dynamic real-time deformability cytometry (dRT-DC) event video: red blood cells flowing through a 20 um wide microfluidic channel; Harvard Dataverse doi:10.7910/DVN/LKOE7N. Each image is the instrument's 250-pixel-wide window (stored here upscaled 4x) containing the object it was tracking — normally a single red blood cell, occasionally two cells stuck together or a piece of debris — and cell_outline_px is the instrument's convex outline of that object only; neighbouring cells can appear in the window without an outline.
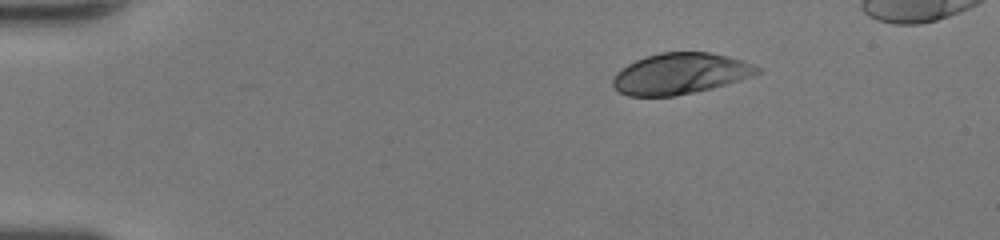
{"species": "human", "species_latin": "Homo sapiens", "temperature_condition": "room temperature", "stored_images_in_passage": 40, "camera_frame_rate_fps": 3000, "um_per_image_px": 0.085, "donor": {"sex": "female"}, "frame": {"image": 1, "passage_image": 1, "time_ms": 0.0, "image_size_px": [1000, 240], "cell_outline_px": [[760, 72], [712, 88], [672, 96], [628, 96], [620, 92], [612, 84], [612, 80], [616, 72], [628, 64], [636, 60], [660, 52], [708, 52], [740, 60], [752, 64], [760, 68]], "centroid_in_image_um": [57.75, 6.26], "position_along_channel_um": 27.3, "area_um2": 33.81}}
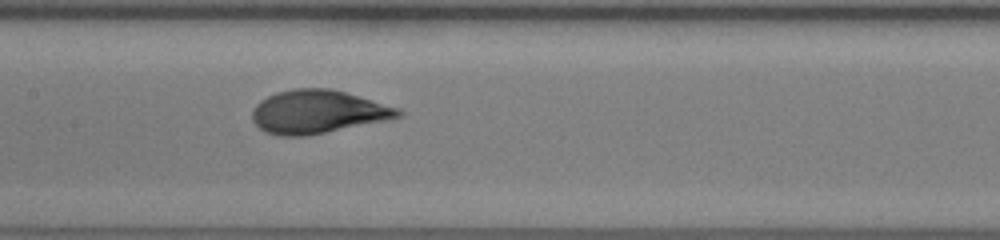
{"frame": {"image": 2, "passage_image": 18, "time_ms": 5.667, "image_size_px": [1000, 240], "cell_outline_px": [[404, 112], [400, 116], [384, 120], [304, 136], [280, 136], [264, 132], [252, 120], [252, 108], [260, 100], [276, 92], [292, 88], [328, 88], [344, 92], [400, 108]], "centroid_in_image_um": [26.95, 9.49], "position_along_channel_um": 180.5, "area_um2": 36.47}}
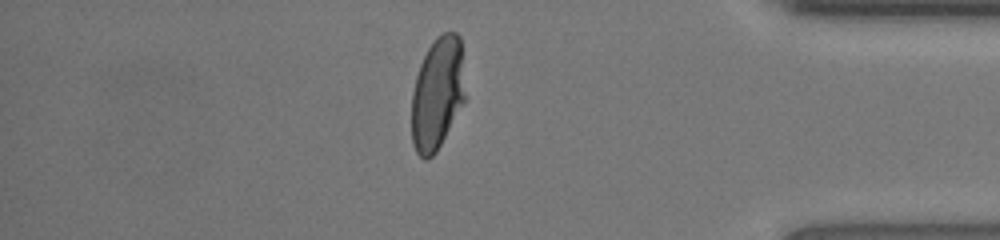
{"frame": {"image": 3, "passage_image": 35, "time_ms": 11.333, "image_size_px": [1000, 240], "cell_outline_px": [[464, 100], [436, 152], [428, 160], [424, 160], [416, 152], [412, 144], [412, 92], [416, 76], [420, 64], [428, 48], [436, 36], [444, 32], [456, 32], [460, 36], [464, 96]], "centroid_in_image_um": [37.14, 7.95], "position_along_channel_um": 398.1, "area_um2": 34.68}}